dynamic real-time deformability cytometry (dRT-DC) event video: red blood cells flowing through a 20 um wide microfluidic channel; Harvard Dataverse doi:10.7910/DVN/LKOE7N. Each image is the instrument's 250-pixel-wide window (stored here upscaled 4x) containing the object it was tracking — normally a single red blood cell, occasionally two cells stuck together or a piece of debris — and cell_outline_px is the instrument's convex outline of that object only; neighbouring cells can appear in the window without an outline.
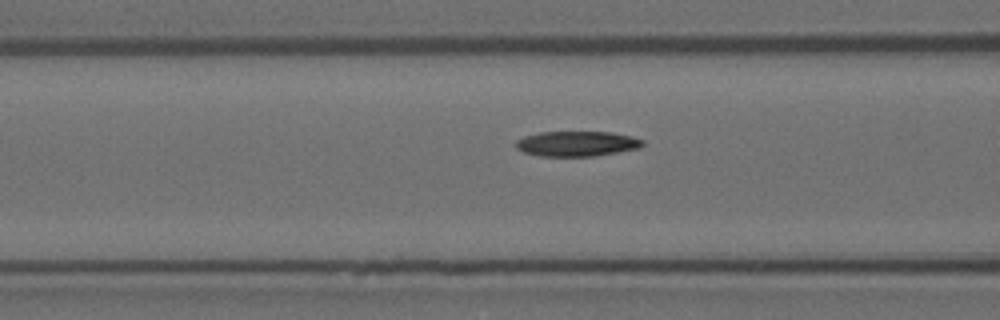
{"species": "Egyptian fruit bat (a non-hibernating species)", "species_latin": "Rousettus aegyptiacus", "temperature_condition": "room temperature", "stored_images_in_passage": 37, "camera_frame_rate_fps": 3000, "um_per_image_px": 0.085, "animal": {"sex": "female"}, "frame": {"image": 1, "passage_image": 14, "time_ms": 4.333, "image_size_px": [1000, 320], "cell_outline_px": [[644, 144], [640, 148], [592, 156], [540, 156], [524, 152], [516, 148], [516, 140], [524, 136], [540, 132], [612, 132], [632, 136], [644, 140]], "centroid_in_image_um": [49.04, 12.21], "position_along_channel_um": 117.6, "area_um2": 18.55}}
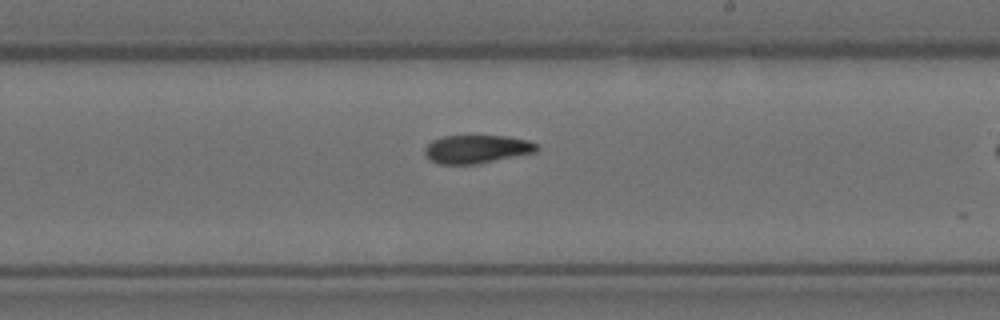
{"frame": {"image": 2, "passage_image": 25, "time_ms": 8.0, "image_size_px": [1000, 320], "cell_outline_px": [[536, 152], [476, 164], [440, 164], [432, 160], [424, 152], [424, 148], [432, 140], [444, 136], [508, 136], [528, 140], [536, 144]], "centroid_in_image_um": [40.51, 12.67], "position_along_channel_um": 248.5, "area_um2": 18.21}}
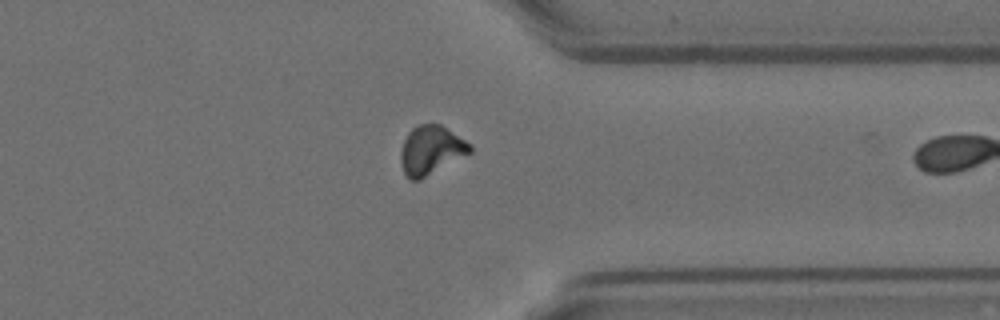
{"frame": {"image": 3, "passage_image": 36, "time_ms": 11.667, "image_size_px": [1000, 320], "cell_outline_px": [[472, 152], [420, 180], [412, 180], [404, 172], [400, 160], [400, 152], [404, 140], [408, 132], [412, 128], [420, 124], [440, 124], [472, 144]], "centroid_in_image_um": [36.64, 12.76], "position_along_channel_um": 374.8, "area_um2": 19.65}}